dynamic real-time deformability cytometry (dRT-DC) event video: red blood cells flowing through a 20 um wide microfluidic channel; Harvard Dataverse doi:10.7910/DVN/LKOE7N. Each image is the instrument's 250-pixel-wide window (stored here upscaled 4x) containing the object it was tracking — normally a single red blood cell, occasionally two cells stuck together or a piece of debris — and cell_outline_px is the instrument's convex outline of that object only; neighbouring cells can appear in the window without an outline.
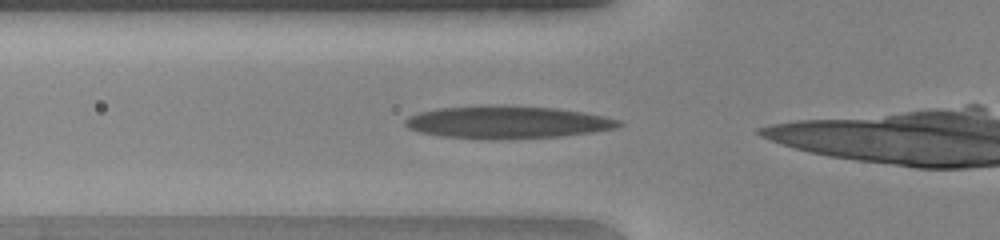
{"species": "human", "species_latin": "Homo sapiens", "temperature_condition": "warm", "stored_images_in_passage": 7, "camera_frame_rate_fps": 3000, "um_per_image_px": 0.085, "donor": {"sex": "female"}, "frame": {"image": 1, "passage_image": 2, "time_ms": 0.333, "image_size_px": [1000, 240], "cell_outline_px": [[624, 124], [616, 128], [592, 132], [560, 136], [512, 140], [488, 140], [440, 136], [420, 132], [408, 128], [404, 124], [404, 120], [408, 116], [420, 112], [436, 108], [556, 108], [584, 112], [604, 116], [620, 120]], "centroid_in_image_um": [43.14, 10.45], "position_along_channel_um": 82.7, "area_um2": 39.54}}
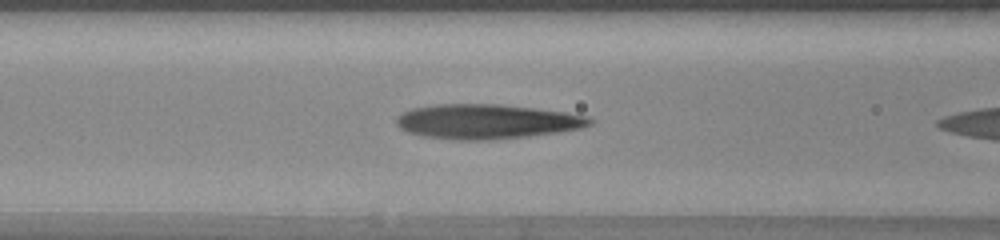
{"frame": {"image": 2, "passage_image": 5, "time_ms": 1.333, "image_size_px": [1000, 240], "cell_outline_px": [[596, 120], [592, 124], [584, 128], [560, 132], [528, 136], [492, 140], [456, 140], [424, 136], [408, 132], [400, 128], [396, 124], [396, 116], [412, 108], [436, 104], [500, 104], [536, 108], [564, 112], [588, 116]], "centroid_in_image_um": [41.41, 10.33], "position_along_channel_um": 125.2, "area_um2": 39.36}}